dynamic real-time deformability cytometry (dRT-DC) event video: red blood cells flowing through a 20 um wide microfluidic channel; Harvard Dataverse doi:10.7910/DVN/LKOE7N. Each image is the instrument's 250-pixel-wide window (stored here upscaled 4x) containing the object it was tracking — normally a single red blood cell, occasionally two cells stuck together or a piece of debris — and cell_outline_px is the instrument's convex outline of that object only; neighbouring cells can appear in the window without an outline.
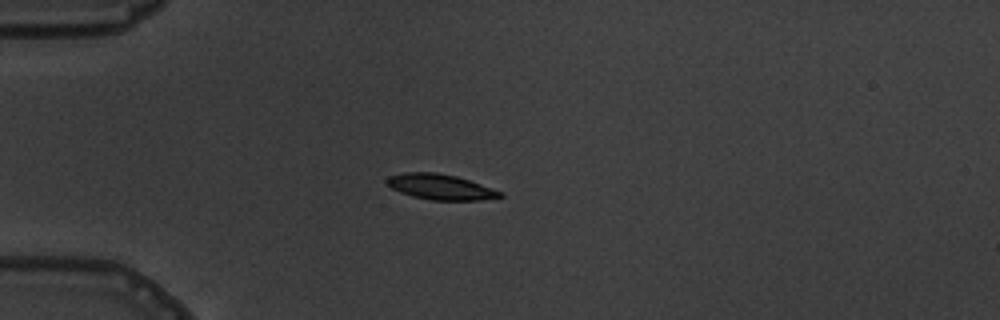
{"species": "common noctule bat (a hibernating species)", "species_latin": "Nyctalus noctula", "temperature_condition": "warm", "stored_images_in_passage": 7, "camera_frame_rate_fps": 3000, "um_per_image_px": 0.085, "animal": {"sex": "male", "body_mass_g": 19.5, "forearm_length_mm": 54.6}, "frame": {"image": 1, "passage_image": 3, "time_ms": 2.333, "image_size_px": [1000, 320], "cell_outline_px": [[504, 196], [480, 200], [432, 200], [412, 196], [400, 192], [384, 184], [384, 180], [388, 176], [404, 172], [436, 172], [456, 176], [504, 192]], "centroid_in_image_um": [37.39, 15.88], "position_along_channel_um": 47.6, "area_um2": 16.88}}